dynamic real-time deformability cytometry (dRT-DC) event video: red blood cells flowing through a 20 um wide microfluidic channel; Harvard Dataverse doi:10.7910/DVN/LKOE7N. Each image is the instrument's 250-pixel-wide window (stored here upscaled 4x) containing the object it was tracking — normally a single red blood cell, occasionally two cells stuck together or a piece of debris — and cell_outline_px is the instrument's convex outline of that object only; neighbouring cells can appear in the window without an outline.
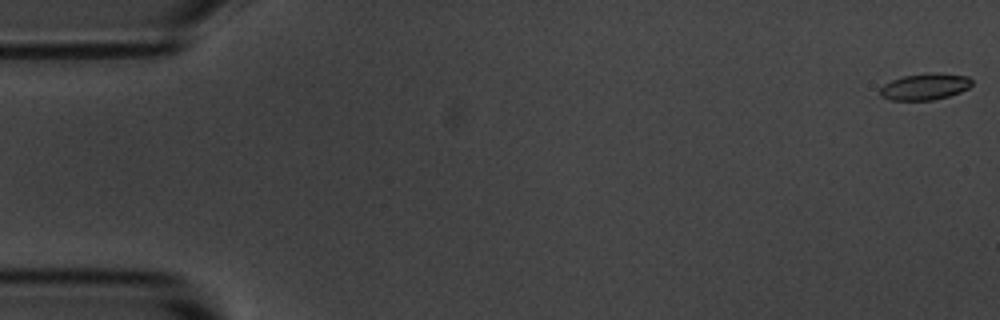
{"species": "common noctule bat (a hibernating species)", "species_latin": "Nyctalus noctula", "temperature_condition": "room temperature", "stored_images_in_passage": 57, "camera_frame_rate_fps": 3000, "um_per_image_px": 0.085, "animal": {"sex": "male", "body_mass_g": 20.1, "forearm_length_mm": 53.5}, "frame": {"image": 1, "passage_image": 1, "time_ms": 0.0, "image_size_px": [1000, 320], "cell_outline_px": [[972, 84], [968, 88], [960, 92], [948, 96], [932, 100], [888, 100], [880, 96], [880, 88], [884, 84], [892, 80], [904, 76], [936, 72], [968, 76], [972, 80]], "centroid_in_image_um": [78.62, 7.37], "position_along_channel_um": 6.4, "area_um2": 14.16}}
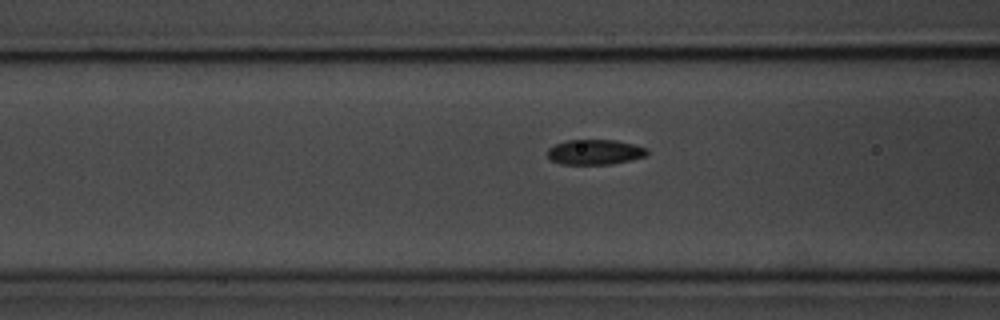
{"frame": {"image": 2, "passage_image": 22, "time_ms": 7.0, "image_size_px": [1000, 320], "cell_outline_px": [[648, 152], [644, 156], [632, 160], [612, 164], [560, 164], [552, 160], [548, 156], [548, 148], [564, 140], [616, 140], [648, 148]], "centroid_in_image_um": [50.57, 12.92], "position_along_channel_um": 116.0, "area_um2": 14.57}}
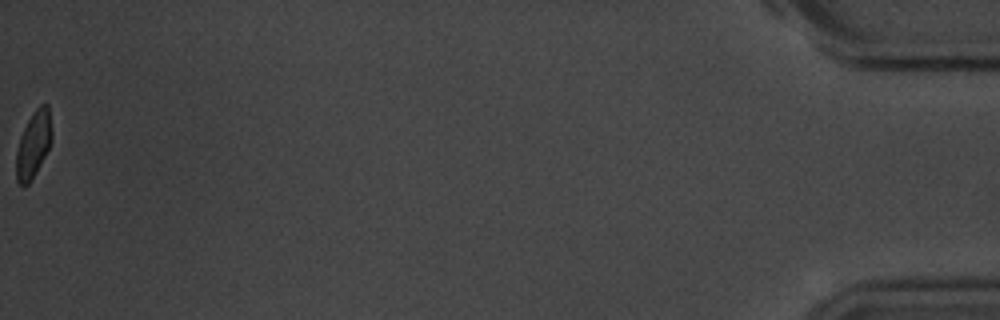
{"frame": {"image": 3, "passage_image": 57, "time_ms": 18.667, "image_size_px": [1000, 320], "cell_outline_px": [[52, 140], [32, 180], [28, 184], [20, 184], [16, 180], [16, 152], [20, 136], [32, 112], [40, 104], [48, 104], [52, 132]], "centroid_in_image_um": [2.84, 12.25], "position_along_channel_um": 432.4, "area_um2": 13.7}, "authors_computed_cell_mechanics": {"area_um2": 14.6234, "velocity_mm_per_s": 3.5766, "shape_relaxation_time_tau1_ms": 2.7065, "shape_relaxation_time_tau2_ms": 1.8956, "deformation_change_tau1": 0.1017, "deformation_change_tau2": 0.0474}}